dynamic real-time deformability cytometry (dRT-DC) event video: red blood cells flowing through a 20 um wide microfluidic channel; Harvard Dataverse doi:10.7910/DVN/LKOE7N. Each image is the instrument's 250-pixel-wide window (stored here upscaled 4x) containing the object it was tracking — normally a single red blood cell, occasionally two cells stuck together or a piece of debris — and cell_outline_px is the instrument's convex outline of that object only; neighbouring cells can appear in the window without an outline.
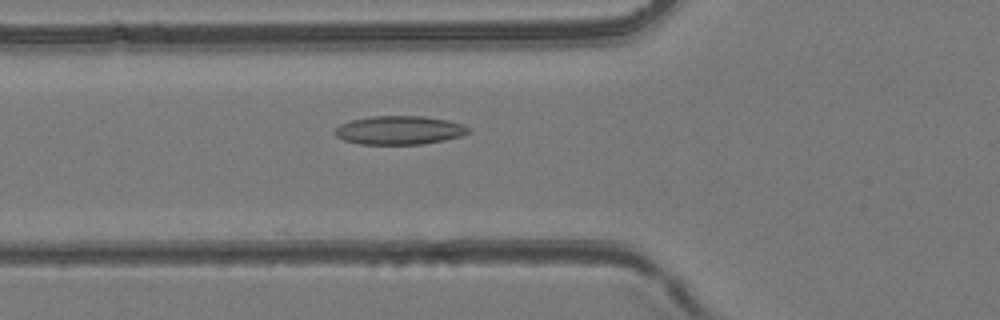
{"species": "common noctule bat (a hibernating species)", "species_latin": "Nyctalus noctula", "temperature_condition": "room temperature", "stored_images_in_passage": 34, "camera_frame_rate_fps": 3000, "um_per_image_px": 0.085, "animal": {"sex": "female", "body_mass_g": 24.6, "forearm_length_mm": 56.2}, "frame": {"image": 1, "passage_image": 3, "time_ms": 0.667, "image_size_px": [1000, 320], "cell_outline_px": [[472, 132], [460, 136], [444, 140], [424, 144], [360, 144], [344, 140], [336, 136], [336, 128], [340, 124], [352, 120], [372, 116], [424, 116], [448, 120], [464, 124], [472, 128]], "centroid_in_image_um": [34.01, 11.06], "position_along_channel_um": 91.8, "area_um2": 22.37}}
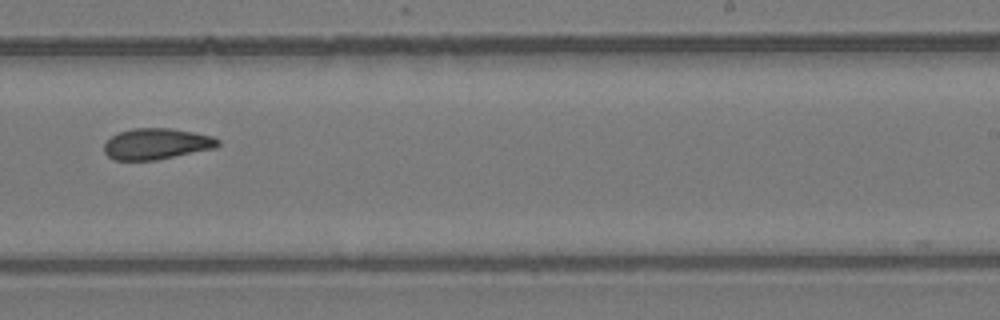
{"frame": {"image": 2, "passage_image": 16, "time_ms": 5.0, "image_size_px": [1000, 320], "cell_outline_px": [[220, 144], [216, 148], [156, 160], [116, 160], [108, 156], [104, 152], [104, 144], [112, 136], [120, 132], [132, 128], [172, 128], [212, 136], [220, 140]], "centroid_in_image_um": [13.32, 12.23], "position_along_channel_um": 275.7, "area_um2": 20.58}}
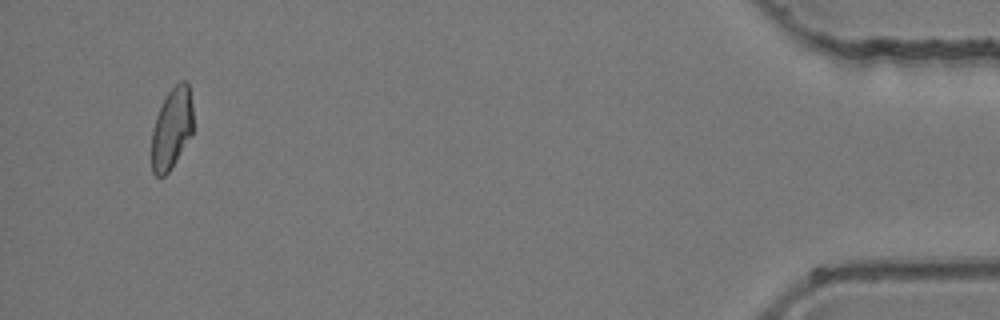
{"frame": {"image": 3, "passage_image": 32, "time_ms": 10.333, "image_size_px": [1000, 320], "cell_outline_px": [[192, 132], [176, 160], [168, 172], [164, 176], [156, 176], [152, 172], [152, 128], [156, 116], [168, 92], [180, 80], [184, 80], [188, 84], [192, 104]], "centroid_in_image_um": [14.58, 10.91], "position_along_channel_um": 420.6, "area_um2": 19.31}}